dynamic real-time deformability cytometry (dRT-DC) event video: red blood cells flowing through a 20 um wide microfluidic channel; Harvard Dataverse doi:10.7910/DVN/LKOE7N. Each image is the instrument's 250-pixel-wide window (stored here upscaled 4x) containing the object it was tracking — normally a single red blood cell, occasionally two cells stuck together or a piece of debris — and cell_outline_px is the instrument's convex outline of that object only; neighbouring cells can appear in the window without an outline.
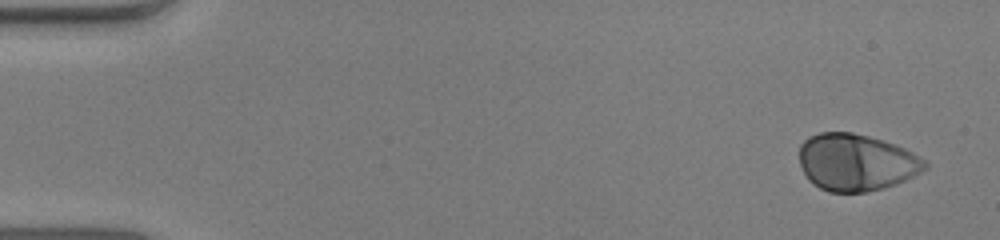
{"species": "human", "species_latin": "Homo sapiens", "temperature_condition": "warm", "stored_images_in_passage": 11, "segment_of_instrument_passage": [2, 2], "camera_frame_rate_fps": 3000, "um_per_image_px": 0.085, "donor": {"sex": "male"}, "frame": {"image": 1, "passage_image": 11, "time_ms": 3.333, "image_size_px": [1000, 240], "cell_outline_px": [[928, 168], [896, 184], [884, 188], [864, 192], [828, 192], [812, 184], [808, 180], [800, 164], [800, 144], [808, 136], [820, 132], [852, 132], [884, 140], [904, 148], [920, 156], [928, 164]], "centroid_in_image_um": [72.76, 13.79], "position_along_channel_um": 12.2, "area_um2": 41.85}}